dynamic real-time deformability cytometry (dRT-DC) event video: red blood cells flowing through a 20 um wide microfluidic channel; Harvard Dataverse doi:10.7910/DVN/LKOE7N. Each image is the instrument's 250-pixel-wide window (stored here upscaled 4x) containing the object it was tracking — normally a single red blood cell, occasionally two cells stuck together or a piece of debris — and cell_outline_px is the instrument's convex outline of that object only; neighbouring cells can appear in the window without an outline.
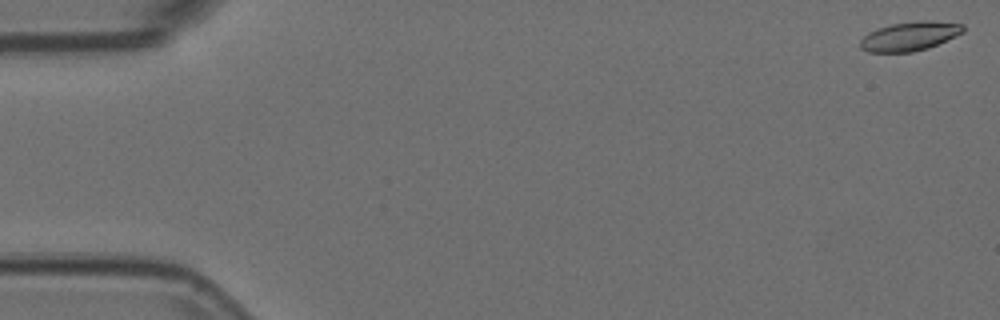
{"species": "Egyptian fruit bat (a non-hibernating species)", "species_latin": "Rousettus aegyptiacus", "temperature_condition": "room temperature", "stored_images_in_passage": 20, "camera_frame_rate_fps": 3000, "um_per_image_px": 0.085, "animal": {"sex": "female"}, "frame": {"image": 1, "passage_image": 1, "time_ms": 0.0, "image_size_px": [1000, 320], "cell_outline_px": [[964, 32], [956, 36], [928, 48], [912, 52], [868, 52], [860, 48], [860, 40], [864, 36], [880, 28], [892, 24], [924, 20], [928, 20], [964, 24]], "centroid_in_image_um": [77.36, 3.08], "position_along_channel_um": 7.6, "area_um2": 17.22}}
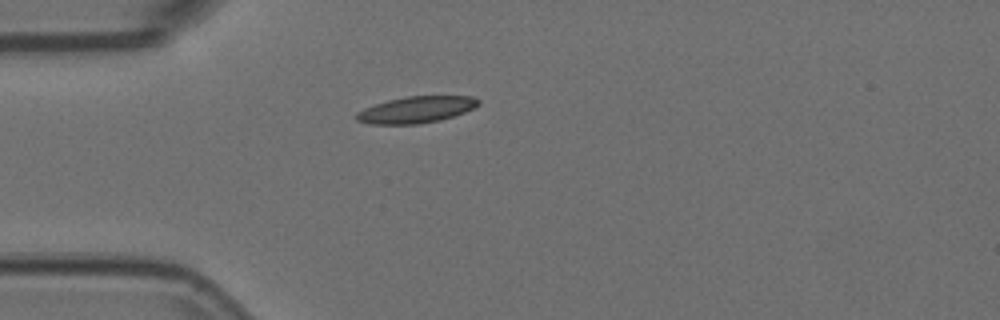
{"frame": {"image": 2, "passage_image": 15, "time_ms": 4.667, "image_size_px": [1000, 320], "cell_outline_px": [[480, 104], [464, 112], [440, 120], [420, 124], [368, 124], [356, 120], [356, 112], [364, 108], [388, 100], [404, 96], [472, 96], [480, 100]], "centroid_in_image_um": [35.36, 9.32], "position_along_channel_um": 49.6, "area_um2": 18.84}}
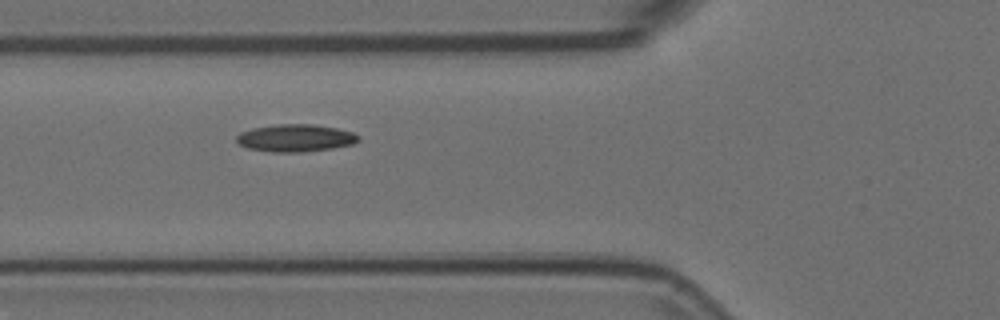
{"frame": {"image": 3, "passage_image": 20, "time_ms": 6.333, "image_size_px": [1000, 320], "cell_outline_px": [[360, 140], [352, 144], [332, 148], [300, 152], [272, 152], [248, 148], [240, 144], [236, 140], [236, 136], [240, 132], [252, 128], [280, 124], [312, 124], [336, 128], [352, 132], [360, 136]], "centroid_in_image_um": [25.11, 11.73], "position_along_channel_um": 100.7, "area_um2": 19.36}}